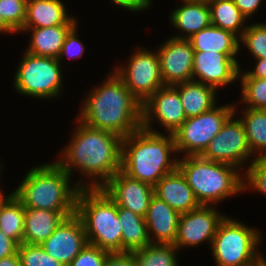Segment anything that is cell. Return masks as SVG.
<instances>
[{
  "label": "cell",
  "instance_id": "33",
  "mask_svg": "<svg viewBox=\"0 0 266 266\" xmlns=\"http://www.w3.org/2000/svg\"><path fill=\"white\" fill-rule=\"evenodd\" d=\"M243 190L264 194L266 196V157H257L249 163L243 173Z\"/></svg>",
  "mask_w": 266,
  "mask_h": 266
},
{
  "label": "cell",
  "instance_id": "14",
  "mask_svg": "<svg viewBox=\"0 0 266 266\" xmlns=\"http://www.w3.org/2000/svg\"><path fill=\"white\" fill-rule=\"evenodd\" d=\"M236 57L225 53L194 52L192 80L219 88L238 81L240 66Z\"/></svg>",
  "mask_w": 266,
  "mask_h": 266
},
{
  "label": "cell",
  "instance_id": "22",
  "mask_svg": "<svg viewBox=\"0 0 266 266\" xmlns=\"http://www.w3.org/2000/svg\"><path fill=\"white\" fill-rule=\"evenodd\" d=\"M75 213L76 211H49L38 208H25L22 243L41 245L53 234L64 218Z\"/></svg>",
  "mask_w": 266,
  "mask_h": 266
},
{
  "label": "cell",
  "instance_id": "26",
  "mask_svg": "<svg viewBox=\"0 0 266 266\" xmlns=\"http://www.w3.org/2000/svg\"><path fill=\"white\" fill-rule=\"evenodd\" d=\"M25 207L13 194L0 192V230L19 246L24 234Z\"/></svg>",
  "mask_w": 266,
  "mask_h": 266
},
{
  "label": "cell",
  "instance_id": "41",
  "mask_svg": "<svg viewBox=\"0 0 266 266\" xmlns=\"http://www.w3.org/2000/svg\"><path fill=\"white\" fill-rule=\"evenodd\" d=\"M255 65L252 70L243 71L239 70L238 77H252V78H263L266 79V59H255Z\"/></svg>",
  "mask_w": 266,
  "mask_h": 266
},
{
  "label": "cell",
  "instance_id": "19",
  "mask_svg": "<svg viewBox=\"0 0 266 266\" xmlns=\"http://www.w3.org/2000/svg\"><path fill=\"white\" fill-rule=\"evenodd\" d=\"M154 195L179 213L190 212L200 206L185 176L178 168L156 183Z\"/></svg>",
  "mask_w": 266,
  "mask_h": 266
},
{
  "label": "cell",
  "instance_id": "42",
  "mask_svg": "<svg viewBox=\"0 0 266 266\" xmlns=\"http://www.w3.org/2000/svg\"><path fill=\"white\" fill-rule=\"evenodd\" d=\"M18 247L19 245L14 240L7 237L0 230V259L16 254L18 252Z\"/></svg>",
  "mask_w": 266,
  "mask_h": 266
},
{
  "label": "cell",
  "instance_id": "11",
  "mask_svg": "<svg viewBox=\"0 0 266 266\" xmlns=\"http://www.w3.org/2000/svg\"><path fill=\"white\" fill-rule=\"evenodd\" d=\"M239 108L235 103L234 114L225 122L220 132L209 142L200 155L206 160L222 162L237 167L243 173L246 166L255 159L247 140L242 122L237 116ZM252 158V159H251ZM247 163V164H246ZM246 165V166H245Z\"/></svg>",
  "mask_w": 266,
  "mask_h": 266
},
{
  "label": "cell",
  "instance_id": "40",
  "mask_svg": "<svg viewBox=\"0 0 266 266\" xmlns=\"http://www.w3.org/2000/svg\"><path fill=\"white\" fill-rule=\"evenodd\" d=\"M240 12L250 20L258 12L264 0H232ZM250 18V19H249Z\"/></svg>",
  "mask_w": 266,
  "mask_h": 266
},
{
  "label": "cell",
  "instance_id": "45",
  "mask_svg": "<svg viewBox=\"0 0 266 266\" xmlns=\"http://www.w3.org/2000/svg\"><path fill=\"white\" fill-rule=\"evenodd\" d=\"M2 162L0 161V174H1V172H2V170H3V164H1ZM1 176V175H0ZM2 191V188H0V192Z\"/></svg>",
  "mask_w": 266,
  "mask_h": 266
},
{
  "label": "cell",
  "instance_id": "17",
  "mask_svg": "<svg viewBox=\"0 0 266 266\" xmlns=\"http://www.w3.org/2000/svg\"><path fill=\"white\" fill-rule=\"evenodd\" d=\"M102 189L117 206L142 217L146 216L151 198L154 196L153 186L133 179L121 170L115 173Z\"/></svg>",
  "mask_w": 266,
  "mask_h": 266
},
{
  "label": "cell",
  "instance_id": "12",
  "mask_svg": "<svg viewBox=\"0 0 266 266\" xmlns=\"http://www.w3.org/2000/svg\"><path fill=\"white\" fill-rule=\"evenodd\" d=\"M178 90L173 85H164L142 105V128L162 133L153 122L160 124L166 134H173L186 120ZM158 130V131H157Z\"/></svg>",
  "mask_w": 266,
  "mask_h": 266
},
{
  "label": "cell",
  "instance_id": "9",
  "mask_svg": "<svg viewBox=\"0 0 266 266\" xmlns=\"http://www.w3.org/2000/svg\"><path fill=\"white\" fill-rule=\"evenodd\" d=\"M234 104H219L205 113L187 118L173 133L178 158L201 155L234 114Z\"/></svg>",
  "mask_w": 266,
  "mask_h": 266
},
{
  "label": "cell",
  "instance_id": "21",
  "mask_svg": "<svg viewBox=\"0 0 266 266\" xmlns=\"http://www.w3.org/2000/svg\"><path fill=\"white\" fill-rule=\"evenodd\" d=\"M66 7L62 0H27L23 28L76 25L79 20H77V17L68 14Z\"/></svg>",
  "mask_w": 266,
  "mask_h": 266
},
{
  "label": "cell",
  "instance_id": "37",
  "mask_svg": "<svg viewBox=\"0 0 266 266\" xmlns=\"http://www.w3.org/2000/svg\"><path fill=\"white\" fill-rule=\"evenodd\" d=\"M109 253L87 243L68 266H104Z\"/></svg>",
  "mask_w": 266,
  "mask_h": 266
},
{
  "label": "cell",
  "instance_id": "23",
  "mask_svg": "<svg viewBox=\"0 0 266 266\" xmlns=\"http://www.w3.org/2000/svg\"><path fill=\"white\" fill-rule=\"evenodd\" d=\"M75 25H55L45 28H23L19 33H30L27 53L58 58L65 37Z\"/></svg>",
  "mask_w": 266,
  "mask_h": 266
},
{
  "label": "cell",
  "instance_id": "35",
  "mask_svg": "<svg viewBox=\"0 0 266 266\" xmlns=\"http://www.w3.org/2000/svg\"><path fill=\"white\" fill-rule=\"evenodd\" d=\"M27 0H0L3 20L17 33L23 29Z\"/></svg>",
  "mask_w": 266,
  "mask_h": 266
},
{
  "label": "cell",
  "instance_id": "5",
  "mask_svg": "<svg viewBox=\"0 0 266 266\" xmlns=\"http://www.w3.org/2000/svg\"><path fill=\"white\" fill-rule=\"evenodd\" d=\"M178 169L200 205L217 206L230 197L243 195V172L235 166L199 155L179 157Z\"/></svg>",
  "mask_w": 266,
  "mask_h": 266
},
{
  "label": "cell",
  "instance_id": "43",
  "mask_svg": "<svg viewBox=\"0 0 266 266\" xmlns=\"http://www.w3.org/2000/svg\"><path fill=\"white\" fill-rule=\"evenodd\" d=\"M0 266H21V261L18 252L14 255L1 258Z\"/></svg>",
  "mask_w": 266,
  "mask_h": 266
},
{
  "label": "cell",
  "instance_id": "2",
  "mask_svg": "<svg viewBox=\"0 0 266 266\" xmlns=\"http://www.w3.org/2000/svg\"><path fill=\"white\" fill-rule=\"evenodd\" d=\"M86 92L77 118L84 124L126 138L142 127V103L112 70Z\"/></svg>",
  "mask_w": 266,
  "mask_h": 266
},
{
  "label": "cell",
  "instance_id": "6",
  "mask_svg": "<svg viewBox=\"0 0 266 266\" xmlns=\"http://www.w3.org/2000/svg\"><path fill=\"white\" fill-rule=\"evenodd\" d=\"M76 214L82 220L89 244L110 253L122 252V226L117 204L102 189H80Z\"/></svg>",
  "mask_w": 266,
  "mask_h": 266
},
{
  "label": "cell",
  "instance_id": "30",
  "mask_svg": "<svg viewBox=\"0 0 266 266\" xmlns=\"http://www.w3.org/2000/svg\"><path fill=\"white\" fill-rule=\"evenodd\" d=\"M131 253L137 266H180L179 250L173 244L150 243Z\"/></svg>",
  "mask_w": 266,
  "mask_h": 266
},
{
  "label": "cell",
  "instance_id": "20",
  "mask_svg": "<svg viewBox=\"0 0 266 266\" xmlns=\"http://www.w3.org/2000/svg\"><path fill=\"white\" fill-rule=\"evenodd\" d=\"M179 217V212L154 195L145 216L151 243L174 244Z\"/></svg>",
  "mask_w": 266,
  "mask_h": 266
},
{
  "label": "cell",
  "instance_id": "13",
  "mask_svg": "<svg viewBox=\"0 0 266 266\" xmlns=\"http://www.w3.org/2000/svg\"><path fill=\"white\" fill-rule=\"evenodd\" d=\"M217 206L200 205L190 212L180 213L174 246L178 249L199 247L203 243L212 245L220 222L226 214ZM218 210V211H217Z\"/></svg>",
  "mask_w": 266,
  "mask_h": 266
},
{
  "label": "cell",
  "instance_id": "36",
  "mask_svg": "<svg viewBox=\"0 0 266 266\" xmlns=\"http://www.w3.org/2000/svg\"><path fill=\"white\" fill-rule=\"evenodd\" d=\"M78 28L79 23H77L65 37L60 54L57 58L61 65H64L66 63V59L70 60L83 57L82 55L86 51L83 41H81L78 36Z\"/></svg>",
  "mask_w": 266,
  "mask_h": 266
},
{
  "label": "cell",
  "instance_id": "39",
  "mask_svg": "<svg viewBox=\"0 0 266 266\" xmlns=\"http://www.w3.org/2000/svg\"><path fill=\"white\" fill-rule=\"evenodd\" d=\"M104 266H137L131 252L109 253Z\"/></svg>",
  "mask_w": 266,
  "mask_h": 266
},
{
  "label": "cell",
  "instance_id": "15",
  "mask_svg": "<svg viewBox=\"0 0 266 266\" xmlns=\"http://www.w3.org/2000/svg\"><path fill=\"white\" fill-rule=\"evenodd\" d=\"M157 47L164 85L192 81L194 50L189 39L169 36Z\"/></svg>",
  "mask_w": 266,
  "mask_h": 266
},
{
  "label": "cell",
  "instance_id": "28",
  "mask_svg": "<svg viewBox=\"0 0 266 266\" xmlns=\"http://www.w3.org/2000/svg\"><path fill=\"white\" fill-rule=\"evenodd\" d=\"M211 25L229 31L239 39L248 26V20L232 0H207Z\"/></svg>",
  "mask_w": 266,
  "mask_h": 266
},
{
  "label": "cell",
  "instance_id": "32",
  "mask_svg": "<svg viewBox=\"0 0 266 266\" xmlns=\"http://www.w3.org/2000/svg\"><path fill=\"white\" fill-rule=\"evenodd\" d=\"M249 24L240 38V51L247 49L254 59H266V23Z\"/></svg>",
  "mask_w": 266,
  "mask_h": 266
},
{
  "label": "cell",
  "instance_id": "3",
  "mask_svg": "<svg viewBox=\"0 0 266 266\" xmlns=\"http://www.w3.org/2000/svg\"><path fill=\"white\" fill-rule=\"evenodd\" d=\"M177 168L173 134L155 133L141 127L123 138L121 171L127 176L154 187Z\"/></svg>",
  "mask_w": 266,
  "mask_h": 266
},
{
  "label": "cell",
  "instance_id": "10",
  "mask_svg": "<svg viewBox=\"0 0 266 266\" xmlns=\"http://www.w3.org/2000/svg\"><path fill=\"white\" fill-rule=\"evenodd\" d=\"M124 65H116L113 71L122 79L125 86L143 103L163 84L160 58L157 50L136 47Z\"/></svg>",
  "mask_w": 266,
  "mask_h": 266
},
{
  "label": "cell",
  "instance_id": "27",
  "mask_svg": "<svg viewBox=\"0 0 266 266\" xmlns=\"http://www.w3.org/2000/svg\"><path fill=\"white\" fill-rule=\"evenodd\" d=\"M118 217L122 226V252H132L151 243L145 217L120 206Z\"/></svg>",
  "mask_w": 266,
  "mask_h": 266
},
{
  "label": "cell",
  "instance_id": "1",
  "mask_svg": "<svg viewBox=\"0 0 266 266\" xmlns=\"http://www.w3.org/2000/svg\"><path fill=\"white\" fill-rule=\"evenodd\" d=\"M75 120L77 124L70 133V141L55 161L71 176L77 170L76 173L80 175L74 179L80 189L102 188L121 170L123 138L112 132L92 128L77 117Z\"/></svg>",
  "mask_w": 266,
  "mask_h": 266
},
{
  "label": "cell",
  "instance_id": "7",
  "mask_svg": "<svg viewBox=\"0 0 266 266\" xmlns=\"http://www.w3.org/2000/svg\"><path fill=\"white\" fill-rule=\"evenodd\" d=\"M264 235L254 227L226 215L220 222L210 250L216 266H260L265 260L258 249Z\"/></svg>",
  "mask_w": 266,
  "mask_h": 266
},
{
  "label": "cell",
  "instance_id": "44",
  "mask_svg": "<svg viewBox=\"0 0 266 266\" xmlns=\"http://www.w3.org/2000/svg\"><path fill=\"white\" fill-rule=\"evenodd\" d=\"M0 33L3 34H12L16 32L3 20V17L1 15V10H0Z\"/></svg>",
  "mask_w": 266,
  "mask_h": 266
},
{
  "label": "cell",
  "instance_id": "34",
  "mask_svg": "<svg viewBox=\"0 0 266 266\" xmlns=\"http://www.w3.org/2000/svg\"><path fill=\"white\" fill-rule=\"evenodd\" d=\"M21 266H65L54 259L41 245L22 243L18 247Z\"/></svg>",
  "mask_w": 266,
  "mask_h": 266
},
{
  "label": "cell",
  "instance_id": "24",
  "mask_svg": "<svg viewBox=\"0 0 266 266\" xmlns=\"http://www.w3.org/2000/svg\"><path fill=\"white\" fill-rule=\"evenodd\" d=\"M179 92L186 118L198 116L217 105L218 91L197 81L182 82L173 85Z\"/></svg>",
  "mask_w": 266,
  "mask_h": 266
},
{
  "label": "cell",
  "instance_id": "8",
  "mask_svg": "<svg viewBox=\"0 0 266 266\" xmlns=\"http://www.w3.org/2000/svg\"><path fill=\"white\" fill-rule=\"evenodd\" d=\"M64 67L57 58L37 56L25 51L14 74L13 89L22 96L39 100L60 98L65 86Z\"/></svg>",
  "mask_w": 266,
  "mask_h": 266
},
{
  "label": "cell",
  "instance_id": "31",
  "mask_svg": "<svg viewBox=\"0 0 266 266\" xmlns=\"http://www.w3.org/2000/svg\"><path fill=\"white\" fill-rule=\"evenodd\" d=\"M238 81L241 82V97L236 104H243L242 108L266 110V79L238 77Z\"/></svg>",
  "mask_w": 266,
  "mask_h": 266
},
{
  "label": "cell",
  "instance_id": "4",
  "mask_svg": "<svg viewBox=\"0 0 266 266\" xmlns=\"http://www.w3.org/2000/svg\"><path fill=\"white\" fill-rule=\"evenodd\" d=\"M71 177L56 161L41 163L26 171L12 192L25 208L76 211L80 188Z\"/></svg>",
  "mask_w": 266,
  "mask_h": 266
},
{
  "label": "cell",
  "instance_id": "18",
  "mask_svg": "<svg viewBox=\"0 0 266 266\" xmlns=\"http://www.w3.org/2000/svg\"><path fill=\"white\" fill-rule=\"evenodd\" d=\"M169 14V23L180 34L172 37L189 39L211 25L210 8L207 0H181Z\"/></svg>",
  "mask_w": 266,
  "mask_h": 266
},
{
  "label": "cell",
  "instance_id": "16",
  "mask_svg": "<svg viewBox=\"0 0 266 266\" xmlns=\"http://www.w3.org/2000/svg\"><path fill=\"white\" fill-rule=\"evenodd\" d=\"M87 243L84 225L75 213L64 218L41 246L54 259L68 266Z\"/></svg>",
  "mask_w": 266,
  "mask_h": 266
},
{
  "label": "cell",
  "instance_id": "25",
  "mask_svg": "<svg viewBox=\"0 0 266 266\" xmlns=\"http://www.w3.org/2000/svg\"><path fill=\"white\" fill-rule=\"evenodd\" d=\"M189 41L194 52L225 53L237 57L240 52V39L233 33L210 25L194 34Z\"/></svg>",
  "mask_w": 266,
  "mask_h": 266
},
{
  "label": "cell",
  "instance_id": "46",
  "mask_svg": "<svg viewBox=\"0 0 266 266\" xmlns=\"http://www.w3.org/2000/svg\"><path fill=\"white\" fill-rule=\"evenodd\" d=\"M260 266H266V260Z\"/></svg>",
  "mask_w": 266,
  "mask_h": 266
},
{
  "label": "cell",
  "instance_id": "29",
  "mask_svg": "<svg viewBox=\"0 0 266 266\" xmlns=\"http://www.w3.org/2000/svg\"><path fill=\"white\" fill-rule=\"evenodd\" d=\"M241 109L242 114L237 117L243 124L253 156L266 157V110Z\"/></svg>",
  "mask_w": 266,
  "mask_h": 266
},
{
  "label": "cell",
  "instance_id": "38",
  "mask_svg": "<svg viewBox=\"0 0 266 266\" xmlns=\"http://www.w3.org/2000/svg\"><path fill=\"white\" fill-rule=\"evenodd\" d=\"M112 4H115L117 8L129 11L130 13L145 12L153 6L152 0H109Z\"/></svg>",
  "mask_w": 266,
  "mask_h": 266
}]
</instances>
